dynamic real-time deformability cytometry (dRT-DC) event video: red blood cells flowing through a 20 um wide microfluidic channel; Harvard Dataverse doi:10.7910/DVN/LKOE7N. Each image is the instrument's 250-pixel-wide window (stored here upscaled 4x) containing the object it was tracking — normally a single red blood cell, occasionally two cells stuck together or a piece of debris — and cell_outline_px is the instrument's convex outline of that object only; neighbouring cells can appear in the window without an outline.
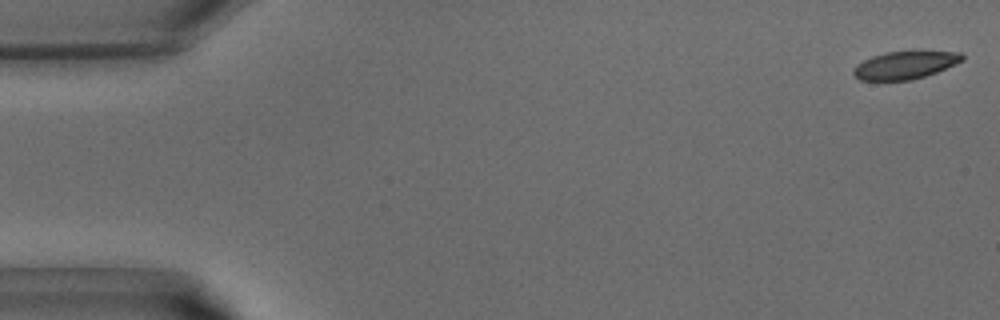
{"species": "common noctule bat (a hibernating species)", "species_latin": "Nyctalus noctula", "temperature_condition": "warm", "stored_images_in_passage": 40, "camera_frame_rate_fps": 3000, "um_per_image_px": 0.085, "animal": {"sex": "male", "body_mass_g": 15.6}, "frame": {"image": 1, "passage_image": 1, "time_ms": 0.0, "image_size_px": [1000, 320], "cell_outline_px": [[964, 60], [936, 72], [912, 80], [860, 80], [852, 72], [856, 64], [872, 56], [884, 52], [960, 52], [964, 56]], "centroid_in_image_um": [76.9, 5.54], "position_along_channel_um": 8.1, "area_um2": 17.28}}
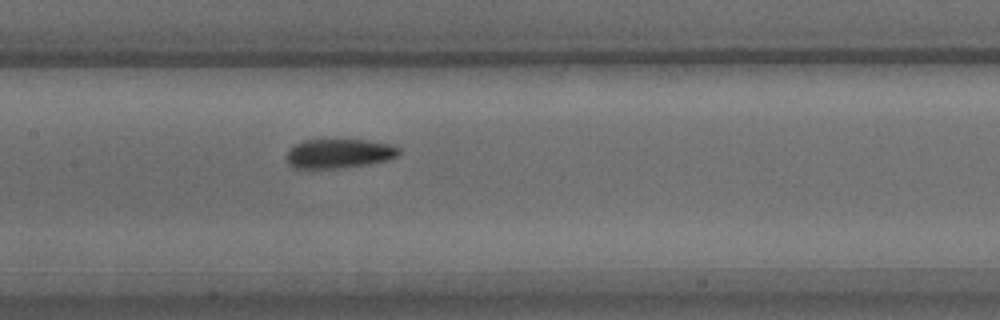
{"frame": {"image": 2, "passage_image": 19, "time_ms": 6.0, "image_size_px": [1000, 320], "cell_outline_px": [[400, 156], [388, 160], [368, 164], [344, 168], [292, 168], [288, 164], [284, 156], [296, 144], [304, 140], [364, 140], [392, 144], [400, 148]], "centroid_in_image_um": [28.84, 13.06], "position_along_channel_um": 178.6, "area_um2": 19.36}}
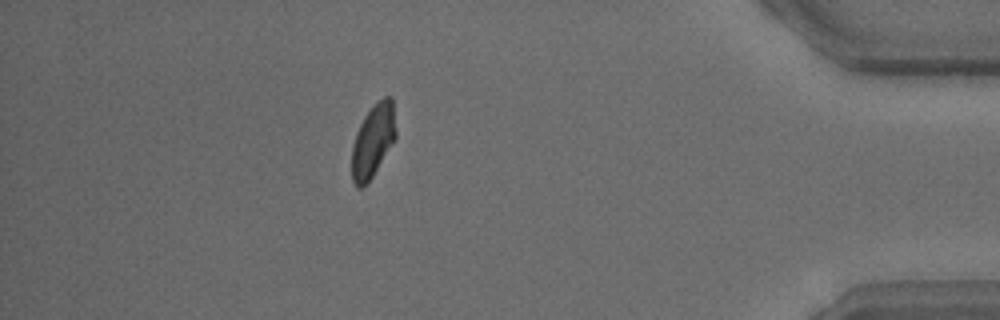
{"frame": {"image": 3, "passage_image": 35, "time_ms": 11.333, "image_size_px": [1000, 320], "cell_outline_px": [[396, 136], [392, 144], [372, 176], [360, 188], [356, 188], [352, 180], [352, 144], [356, 132], [364, 116], [384, 96], [392, 96], [396, 132]], "centroid_in_image_um": [31.69, 11.96], "position_along_channel_um": 403.5, "area_um2": 18.38}}